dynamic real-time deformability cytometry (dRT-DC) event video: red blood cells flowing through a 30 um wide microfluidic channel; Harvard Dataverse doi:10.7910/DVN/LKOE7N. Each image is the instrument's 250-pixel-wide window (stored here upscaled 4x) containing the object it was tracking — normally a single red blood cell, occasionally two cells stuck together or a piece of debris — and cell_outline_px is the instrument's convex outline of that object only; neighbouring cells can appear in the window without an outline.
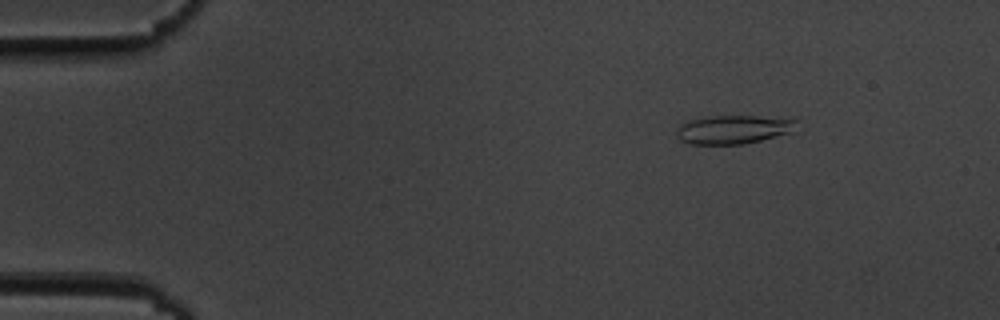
{"species": "common noctule bat (a hibernating species)", "species_latin": "Nyctalus noctula", "temperature_condition": "cold", "stored_images_in_passage": 55, "camera_frame_rate_fps": 3000, "um_per_image_px": 0.085, "animal": {"sex": "male", "body_mass_g": 19.5, "forearm_length_mm": 54.6}, "frame": {"image": 1, "passage_image": 8, "time_ms": 2.333, "image_size_px": [1000, 320], "cell_outline_px": [[796, 120], [792, 132], [744, 144], [692, 144], [680, 140], [676, 136], [676, 132], [680, 124], [688, 120], [712, 116], [756, 116]], "centroid_in_image_um": [62.26, 11.01], "position_along_channel_um": 22.7, "area_um2": 19.71}}
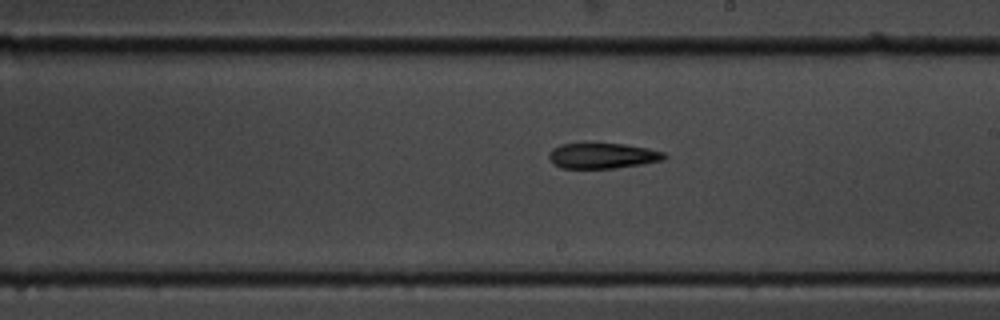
{"frame": {"image": 2, "passage_image": 32, "time_ms": 10.333, "image_size_px": [1000, 320], "cell_outline_px": [[668, 156], [664, 160], [616, 168], [560, 168], [552, 164], [548, 156], [548, 152], [552, 148], [560, 144], [624, 144], [648, 148], [664, 152]], "centroid_in_image_um": [51.19, 13.24], "position_along_channel_um": 237.8, "area_um2": 17.17}}
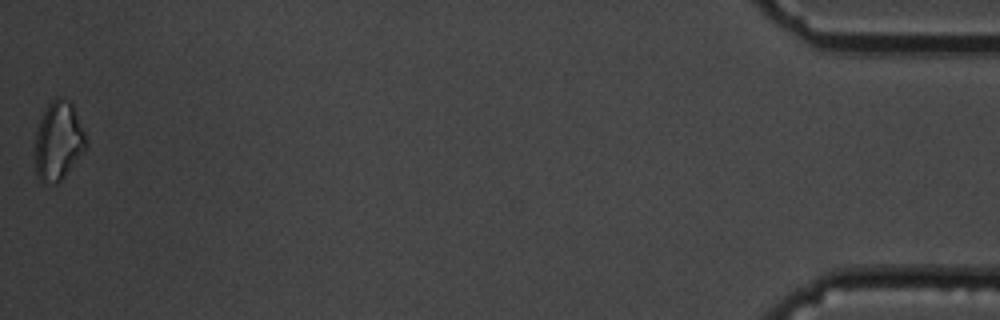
{"frame": {"image": 3, "passage_image": 55, "time_ms": 18.0, "image_size_px": [1000, 320], "cell_outline_px": [[88, 148], [60, 180], [56, 184], [52, 184], [40, 180], [36, 172], [36, 132], [40, 120], [48, 104], [56, 96], [60, 96], [68, 100], [72, 104], [88, 140]], "centroid_in_image_um": [4.99, 11.97], "position_along_channel_um": 430.2, "area_um2": 23.24}, "authors_computed_cell_mechanics": {"area_um2": 18.0336, "velocity_mm_per_s": 3.692, "shape_relaxation_time_tau1_ms": 4.6814, "shape_relaxation_time_tau2_ms": null, "deformation_change_tau1": 0.162, "deformation_change_tau2": null}}